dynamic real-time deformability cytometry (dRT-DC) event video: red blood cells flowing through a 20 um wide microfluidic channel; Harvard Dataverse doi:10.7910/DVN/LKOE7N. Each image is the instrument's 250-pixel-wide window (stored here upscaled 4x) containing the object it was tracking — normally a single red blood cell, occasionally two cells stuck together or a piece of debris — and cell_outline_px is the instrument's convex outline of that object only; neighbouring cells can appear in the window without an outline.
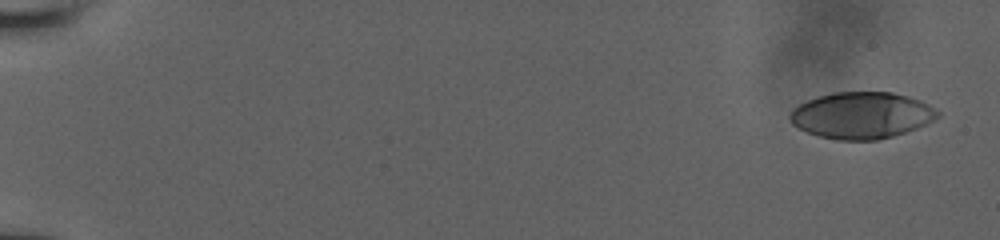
{"species": "human", "species_latin": "Homo sapiens", "temperature_condition": "room temperature", "stored_images_in_passage": 5, "camera_frame_rate_fps": 3000, "um_per_image_px": 0.085, "donor": {"sex": "male"}, "frame": {"image": 1, "passage_image": 1, "time_ms": 0.0, "image_size_px": [1000, 240], "cell_outline_px": [[940, 116], [916, 128], [880, 140], [836, 140], [820, 136], [808, 132], [792, 124], [788, 120], [788, 116], [800, 104], [816, 96], [832, 92], [892, 92], [908, 96], [920, 100], [936, 108], [940, 112]], "centroid_in_image_um": [73.24, 9.79], "position_along_channel_um": 11.8, "area_um2": 40.0}}